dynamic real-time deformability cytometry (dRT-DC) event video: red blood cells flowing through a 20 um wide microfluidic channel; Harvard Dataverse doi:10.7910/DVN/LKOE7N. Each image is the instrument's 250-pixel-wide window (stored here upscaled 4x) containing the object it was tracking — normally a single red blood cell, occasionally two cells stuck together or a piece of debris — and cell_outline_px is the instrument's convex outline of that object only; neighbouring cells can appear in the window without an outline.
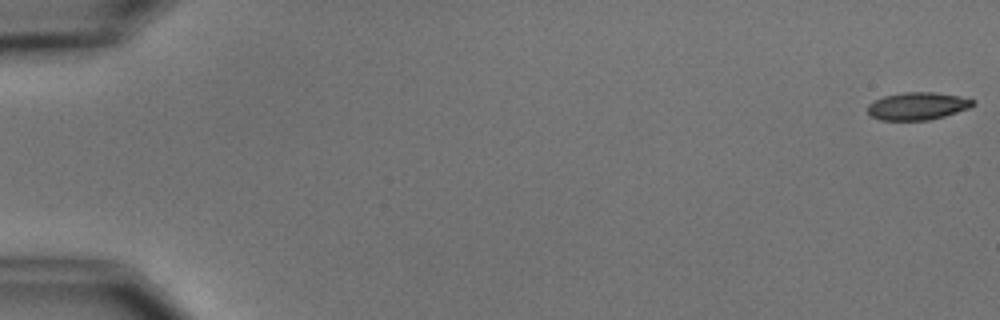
{"species": "common noctule bat (a hibernating species)", "species_latin": "Nyctalus noctula", "temperature_condition": "cold", "stored_images_in_passage": 8, "camera_frame_rate_fps": 3000, "um_per_image_px": 0.085, "animal": {"sex": "male", "body_mass_g": 15.6}, "frame": {"image": 1, "passage_image": 1, "time_ms": 0.0, "image_size_px": [1000, 320], "cell_outline_px": [[976, 104], [968, 108], [944, 116], [928, 120], [880, 120], [872, 116], [868, 112], [868, 104], [884, 96], [904, 92], [932, 92], [960, 96], [976, 100]], "centroid_in_image_um": [78.01, 9.01], "position_along_channel_um": 7.0, "area_um2": 16.82}}
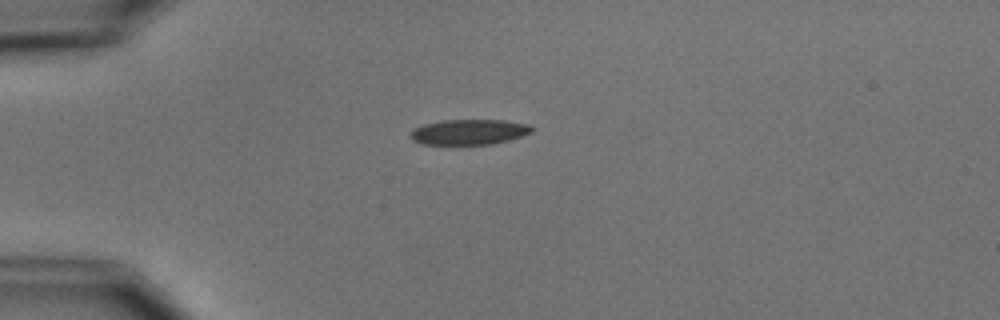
{"frame": {"image": 2, "passage_image": 5, "time_ms": 4.667, "image_size_px": [1000, 320], "cell_outline_px": [[532, 132], [508, 140], [492, 144], [424, 144], [412, 140], [408, 136], [416, 128], [424, 124], [444, 120], [504, 120], [528, 124], [532, 128]], "centroid_in_image_um": [39.86, 11.21], "position_along_channel_um": 45.1, "area_um2": 17.69}}
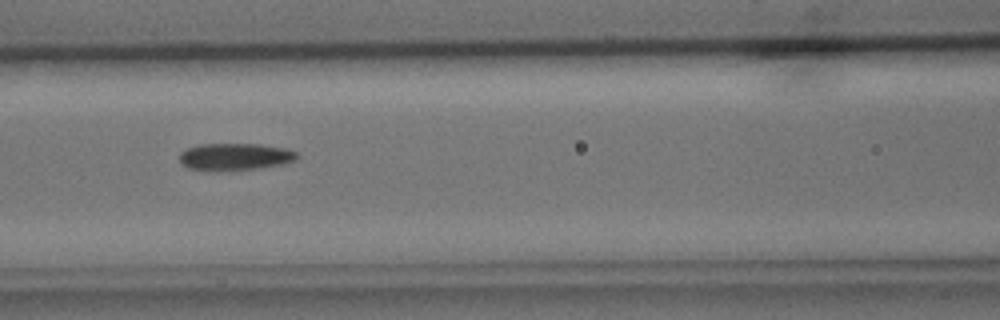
{"frame": {"image": 3, "passage_image": 8, "time_ms": 8.0, "image_size_px": [1000, 320], "cell_outline_px": [[300, 156], [296, 160], [284, 164], [260, 168], [216, 172], [188, 168], [180, 160], [180, 152], [188, 148], [200, 144], [260, 144], [288, 148], [296, 152]], "centroid_in_image_um": [20.02, 13.33], "position_along_channel_um": 146.6, "area_um2": 18.9}}